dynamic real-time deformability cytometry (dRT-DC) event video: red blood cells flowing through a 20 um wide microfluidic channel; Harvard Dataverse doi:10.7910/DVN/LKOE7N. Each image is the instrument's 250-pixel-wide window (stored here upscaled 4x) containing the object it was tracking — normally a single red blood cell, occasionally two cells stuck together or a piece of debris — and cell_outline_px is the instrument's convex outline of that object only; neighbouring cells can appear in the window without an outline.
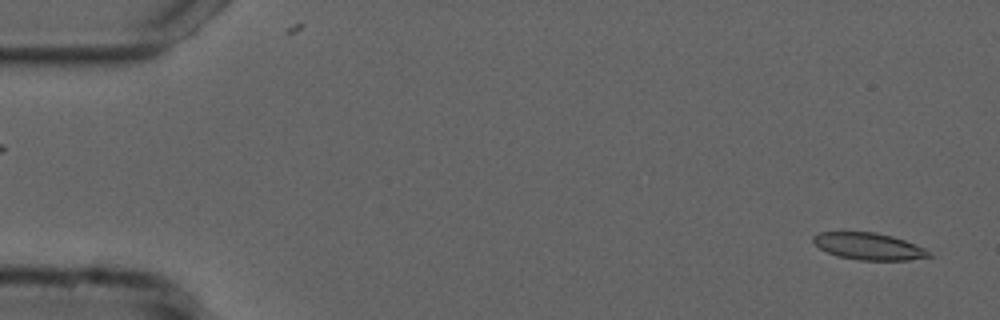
{"species": "common noctule bat (a hibernating species)", "species_latin": "Nyctalus noctula", "temperature_condition": "cold", "stored_images_in_passage": 22, "camera_frame_rate_fps": 3000, "um_per_image_px": 0.085, "animal": {"sex": "male", "forearm_length_mm": 52.5}, "frame": {"image": 1, "passage_image": 2, "time_ms": 0.333, "image_size_px": [1000, 320], "cell_outline_px": [[932, 256], [908, 260], [860, 260], [836, 256], [820, 248], [812, 240], [812, 236], [820, 232], [872, 232], [892, 236], [904, 240], [924, 248]], "centroid_in_image_um": [73.81, 20.94], "position_along_channel_um": 11.2, "area_um2": 17.92}}
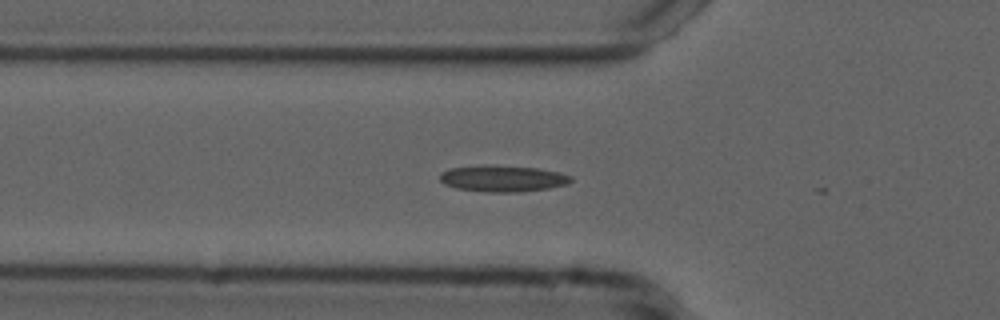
{"frame": {"image": 2, "passage_image": 18, "time_ms": 5.667, "image_size_px": [1000, 320], "cell_outline_px": [[572, 180], [568, 184], [548, 188], [520, 192], [484, 192], [456, 188], [444, 184], [440, 180], [440, 172], [448, 168], [484, 164], [496, 164], [540, 168], [560, 172], [572, 176]], "centroid_in_image_um": [42.72, 15.15], "position_along_channel_um": 83.1, "area_um2": 20.69}}
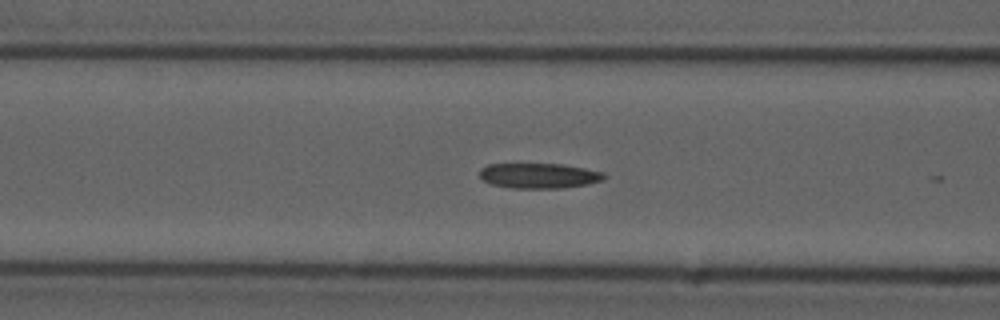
{"frame": {"image": 3, "passage_image": 21, "time_ms": 6.667, "image_size_px": [1000, 320], "cell_outline_px": [[608, 176], [604, 180], [588, 184], [564, 188], [508, 188], [492, 184], [484, 180], [480, 176], [480, 168], [488, 164], [564, 164], [604, 172]], "centroid_in_image_um": [45.85, 14.94], "position_along_channel_um": 120.7, "area_um2": 18.44}}